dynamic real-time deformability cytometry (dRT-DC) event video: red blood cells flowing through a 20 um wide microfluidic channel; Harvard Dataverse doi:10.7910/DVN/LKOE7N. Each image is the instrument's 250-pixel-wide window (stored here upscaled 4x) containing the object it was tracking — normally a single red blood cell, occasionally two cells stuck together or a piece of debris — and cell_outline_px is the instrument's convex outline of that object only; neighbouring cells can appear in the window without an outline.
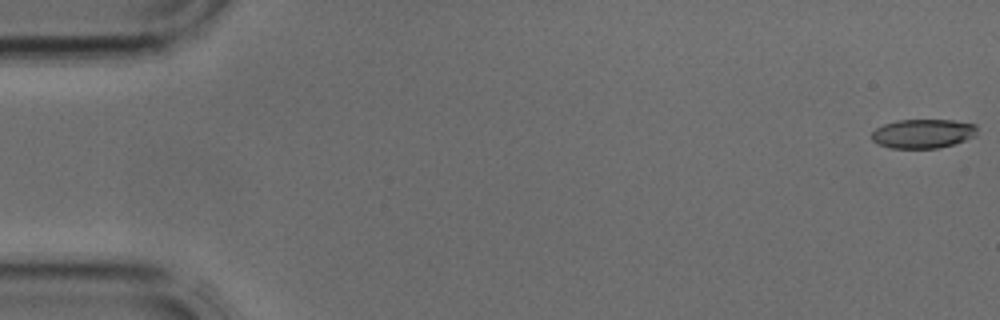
{"species": "common noctule bat (a hibernating species)", "species_latin": "Nyctalus noctula", "temperature_condition": "cold", "stored_images_in_passage": 4, "camera_frame_rate_fps": 3000, "um_per_image_px": 0.085, "animal": {"sex": "male", "body_mass_g": 17.9, "forearm_length_mm": 54.2}, "frame": {"image": 1, "passage_image": 1, "time_ms": 0.0, "image_size_px": [1000, 320], "cell_outline_px": [[976, 136], [952, 144], [936, 148], [892, 148], [880, 144], [872, 140], [872, 132], [876, 128], [884, 124], [896, 120], [952, 120], [976, 124]], "centroid_in_image_um": [78.45, 11.35], "position_along_channel_um": 6.6, "area_um2": 17.74}}
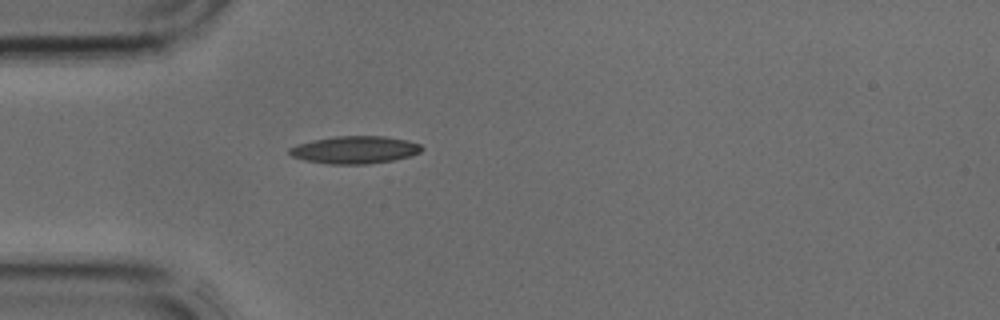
{"frame": {"image": 2, "passage_image": 4, "time_ms": 1.0, "image_size_px": [1000, 320], "cell_outline_px": [[424, 148], [420, 152], [408, 156], [392, 160], [368, 164], [328, 164], [304, 160], [292, 156], [288, 152], [288, 148], [296, 144], [336, 136], [384, 136], [408, 140], [420, 144]], "centroid_in_image_um": [30.15, 12.73], "position_along_channel_um": 54.8, "area_um2": 21.15}}